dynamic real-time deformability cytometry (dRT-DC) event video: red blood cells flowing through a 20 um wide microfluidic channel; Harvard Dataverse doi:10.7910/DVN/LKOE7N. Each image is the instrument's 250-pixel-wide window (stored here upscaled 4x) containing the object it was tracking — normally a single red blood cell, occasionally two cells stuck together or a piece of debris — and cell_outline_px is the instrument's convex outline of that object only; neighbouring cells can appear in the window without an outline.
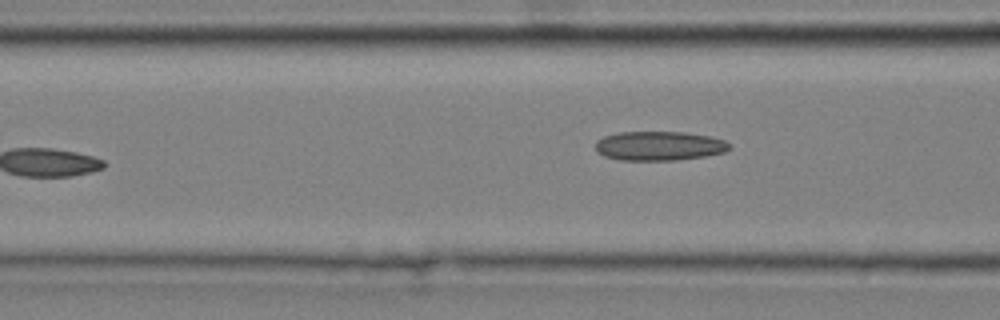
{"species": "common noctule bat (a hibernating species)", "species_latin": "Nyctalus noctula", "temperature_condition": "cold", "stored_images_in_passage": 5, "camera_frame_rate_fps": 3000, "um_per_image_px": 0.085, "animal": {"sex": "male", "body_mass_g": 20.4}, "frame": {"image": 1, "passage_image": 5, "time_ms": 1.333, "image_size_px": [1000, 320], "cell_outline_px": [[732, 148], [724, 152], [704, 156], [676, 160], [620, 160], [604, 156], [596, 152], [596, 140], [604, 136], [620, 132], [684, 132], [712, 136], [724, 140]], "centroid_in_image_um": [56.02, 12.4], "position_along_channel_um": 110.6, "area_um2": 22.89}}